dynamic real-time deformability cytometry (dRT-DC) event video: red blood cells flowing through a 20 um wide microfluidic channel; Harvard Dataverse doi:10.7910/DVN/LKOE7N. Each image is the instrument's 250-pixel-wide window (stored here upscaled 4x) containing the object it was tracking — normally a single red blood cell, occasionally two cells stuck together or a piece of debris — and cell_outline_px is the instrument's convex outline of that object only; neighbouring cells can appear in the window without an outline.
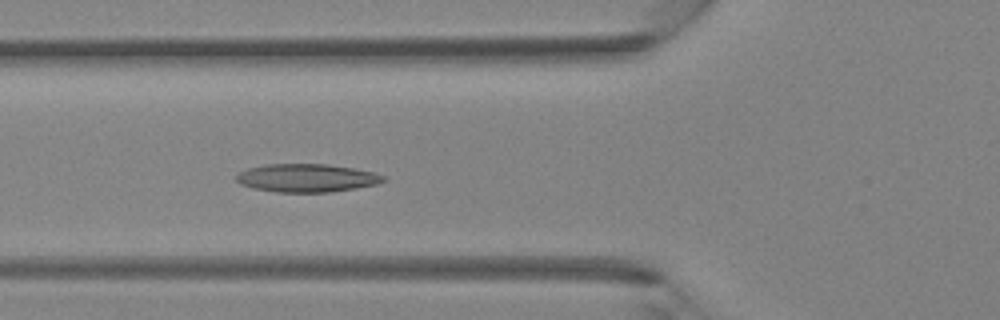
{"species": "Egyptian fruit bat (a non-hibernating species)", "species_latin": "Rousettus aegyptiacus", "temperature_condition": "room temperature", "stored_images_in_passage": 32, "camera_frame_rate_fps": 3000, "um_per_image_px": 0.085, "animal": {"sex": "female"}, "frame": {"image": 1, "passage_image": 9, "time_ms": 2.667, "image_size_px": [1000, 320], "cell_outline_px": [[388, 180], [376, 184], [356, 188], [328, 192], [276, 192], [252, 188], [240, 184], [236, 180], [236, 176], [240, 172], [248, 168], [264, 164], [328, 164], [356, 168], [372, 172], [384, 176]], "centroid_in_image_um": [26.07, 15.12], "position_along_channel_um": 99.7, "area_um2": 24.22}}
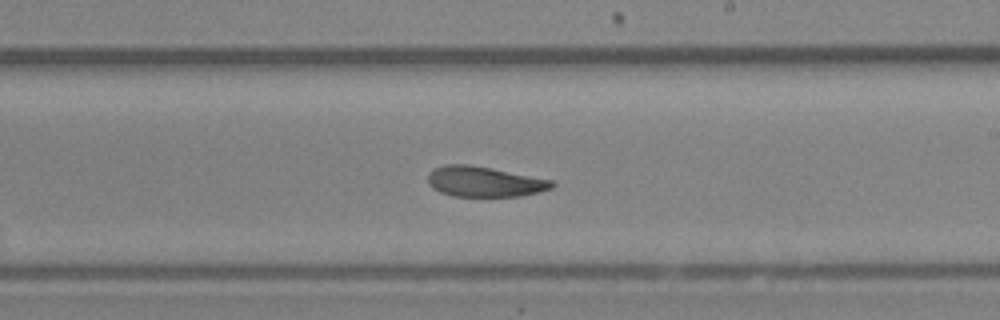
{"frame": {"image": 2, "passage_image": 18, "time_ms": 5.667, "image_size_px": [1000, 320], "cell_outline_px": [[556, 184], [552, 188], [540, 192], [520, 196], [452, 196], [440, 192], [432, 188], [428, 184], [428, 172], [432, 168], [444, 164], [472, 164], [552, 180]], "centroid_in_image_um": [41.14, 15.43], "position_along_channel_um": 247.9, "area_um2": 22.2}}
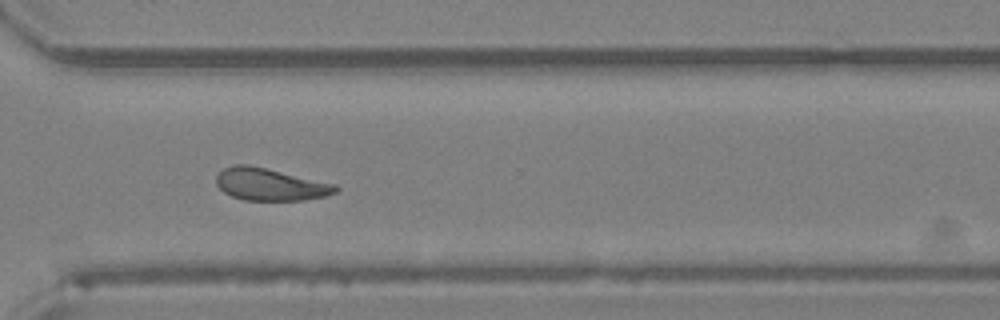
{"frame": {"image": 3, "passage_image": 24, "time_ms": 7.667, "image_size_px": [1000, 320], "cell_outline_px": [[340, 188], [336, 192], [324, 196], [304, 200], [244, 200], [232, 196], [224, 192], [216, 184], [216, 176], [224, 168], [232, 164], [248, 164], [336, 184]], "centroid_in_image_um": [22.95, 15.67], "position_along_channel_um": 347.6, "area_um2": 22.37}}